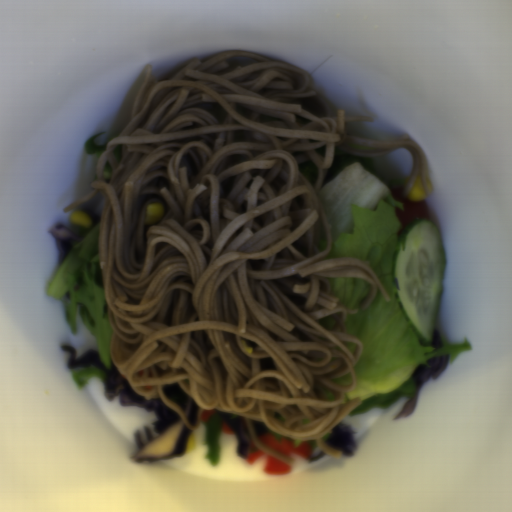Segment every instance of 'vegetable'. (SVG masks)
Segmentation results:
<instances>
[{
  "instance_id": "add77e79",
  "label": "vegetable",
  "mask_w": 512,
  "mask_h": 512,
  "mask_svg": "<svg viewBox=\"0 0 512 512\" xmlns=\"http://www.w3.org/2000/svg\"><path fill=\"white\" fill-rule=\"evenodd\" d=\"M403 183L379 172L369 157L339 153L320 189L332 230V250L325 260L367 261L388 297L377 288L360 314L345 318L348 334L361 345L356 387L344 392V401L359 400L348 413L352 415L387 408L402 397L407 404L416 391L412 376L418 366L430 368L428 361L450 355L448 365L462 351L472 350L467 337L462 343L442 340L439 349L424 343L402 308L396 252L403 223L396 209L405 205L392 192Z\"/></svg>"
},
{
  "instance_id": "ea0f7189",
  "label": "vegetable",
  "mask_w": 512,
  "mask_h": 512,
  "mask_svg": "<svg viewBox=\"0 0 512 512\" xmlns=\"http://www.w3.org/2000/svg\"><path fill=\"white\" fill-rule=\"evenodd\" d=\"M100 222L87 228L72 245L45 290L48 297L62 300L66 322L76 335L78 306L82 323L95 341L99 359L108 368L112 364L110 346L114 332L101 271Z\"/></svg>"
},
{
  "instance_id": "f7b5029e",
  "label": "vegetable",
  "mask_w": 512,
  "mask_h": 512,
  "mask_svg": "<svg viewBox=\"0 0 512 512\" xmlns=\"http://www.w3.org/2000/svg\"><path fill=\"white\" fill-rule=\"evenodd\" d=\"M333 294L346 310L357 309L370 293V283L365 277L333 276L326 277Z\"/></svg>"
},
{
  "instance_id": "96ceb2fe",
  "label": "vegetable",
  "mask_w": 512,
  "mask_h": 512,
  "mask_svg": "<svg viewBox=\"0 0 512 512\" xmlns=\"http://www.w3.org/2000/svg\"><path fill=\"white\" fill-rule=\"evenodd\" d=\"M235 417H237V413L214 410L211 418L206 421V434L201 443H207V453L204 458L211 465L219 466L220 463L222 424H229L230 420Z\"/></svg>"
},
{
  "instance_id": "f1789d4c",
  "label": "vegetable",
  "mask_w": 512,
  "mask_h": 512,
  "mask_svg": "<svg viewBox=\"0 0 512 512\" xmlns=\"http://www.w3.org/2000/svg\"><path fill=\"white\" fill-rule=\"evenodd\" d=\"M74 383L80 392L91 378H101L104 381L103 372L96 367L70 368Z\"/></svg>"
},
{
  "instance_id": "8f37a823",
  "label": "vegetable",
  "mask_w": 512,
  "mask_h": 512,
  "mask_svg": "<svg viewBox=\"0 0 512 512\" xmlns=\"http://www.w3.org/2000/svg\"><path fill=\"white\" fill-rule=\"evenodd\" d=\"M297 166L314 188L319 180V168L317 165L312 160H305Z\"/></svg>"
},
{
  "instance_id": "6e5ebb59",
  "label": "vegetable",
  "mask_w": 512,
  "mask_h": 512,
  "mask_svg": "<svg viewBox=\"0 0 512 512\" xmlns=\"http://www.w3.org/2000/svg\"><path fill=\"white\" fill-rule=\"evenodd\" d=\"M105 132V131H104ZM104 132L94 133L86 142L88 154H97L98 158L102 156L107 148V144H98L96 138L101 136Z\"/></svg>"
},
{
  "instance_id": "b0100df1",
  "label": "vegetable",
  "mask_w": 512,
  "mask_h": 512,
  "mask_svg": "<svg viewBox=\"0 0 512 512\" xmlns=\"http://www.w3.org/2000/svg\"><path fill=\"white\" fill-rule=\"evenodd\" d=\"M269 430V429H268ZM270 434L275 437L276 439H279V440H282L285 438L289 441H291L293 444H295L297 447L300 446L301 444L305 443V442H309L310 445H311V450L312 449H316V446H317V441L315 440H310V439H300V438H295V437H289V436H286V435H283V434H280V433H277L275 431H272V430H269Z\"/></svg>"
},
{
  "instance_id": "8f987158",
  "label": "vegetable",
  "mask_w": 512,
  "mask_h": 512,
  "mask_svg": "<svg viewBox=\"0 0 512 512\" xmlns=\"http://www.w3.org/2000/svg\"><path fill=\"white\" fill-rule=\"evenodd\" d=\"M332 382L335 385H351L353 383V374L352 372L345 373L337 378H332Z\"/></svg>"
},
{
  "instance_id": "a930682d",
  "label": "vegetable",
  "mask_w": 512,
  "mask_h": 512,
  "mask_svg": "<svg viewBox=\"0 0 512 512\" xmlns=\"http://www.w3.org/2000/svg\"><path fill=\"white\" fill-rule=\"evenodd\" d=\"M318 322L322 328L327 330H331L336 323L332 317L321 318Z\"/></svg>"
},
{
  "instance_id": "fd8b72d7",
  "label": "vegetable",
  "mask_w": 512,
  "mask_h": 512,
  "mask_svg": "<svg viewBox=\"0 0 512 512\" xmlns=\"http://www.w3.org/2000/svg\"><path fill=\"white\" fill-rule=\"evenodd\" d=\"M111 175H112L111 165H110V163H105L104 171H103V175H102L103 182L109 183L111 180Z\"/></svg>"
},
{
  "instance_id": "fe728636",
  "label": "vegetable",
  "mask_w": 512,
  "mask_h": 512,
  "mask_svg": "<svg viewBox=\"0 0 512 512\" xmlns=\"http://www.w3.org/2000/svg\"><path fill=\"white\" fill-rule=\"evenodd\" d=\"M113 156L114 158L116 159V161L118 162L119 160H121L122 156H123V145H117L115 146L114 150H113Z\"/></svg>"
},
{
  "instance_id": "85849ced",
  "label": "vegetable",
  "mask_w": 512,
  "mask_h": 512,
  "mask_svg": "<svg viewBox=\"0 0 512 512\" xmlns=\"http://www.w3.org/2000/svg\"><path fill=\"white\" fill-rule=\"evenodd\" d=\"M344 346L350 351V353L354 356L357 355L358 347L355 344H352L347 341H341Z\"/></svg>"
},
{
  "instance_id": "7287f226",
  "label": "vegetable",
  "mask_w": 512,
  "mask_h": 512,
  "mask_svg": "<svg viewBox=\"0 0 512 512\" xmlns=\"http://www.w3.org/2000/svg\"><path fill=\"white\" fill-rule=\"evenodd\" d=\"M322 392L323 394L325 395V397L327 398L328 401H334L335 400V395L334 393H332L331 391L325 389L322 387Z\"/></svg>"
},
{
  "instance_id": "e8eb92f6",
  "label": "vegetable",
  "mask_w": 512,
  "mask_h": 512,
  "mask_svg": "<svg viewBox=\"0 0 512 512\" xmlns=\"http://www.w3.org/2000/svg\"><path fill=\"white\" fill-rule=\"evenodd\" d=\"M274 418L279 419V420H281V421H283V422H284V420H285V416H283V415H282V414H280V413H275V412H274Z\"/></svg>"
}]
</instances>
